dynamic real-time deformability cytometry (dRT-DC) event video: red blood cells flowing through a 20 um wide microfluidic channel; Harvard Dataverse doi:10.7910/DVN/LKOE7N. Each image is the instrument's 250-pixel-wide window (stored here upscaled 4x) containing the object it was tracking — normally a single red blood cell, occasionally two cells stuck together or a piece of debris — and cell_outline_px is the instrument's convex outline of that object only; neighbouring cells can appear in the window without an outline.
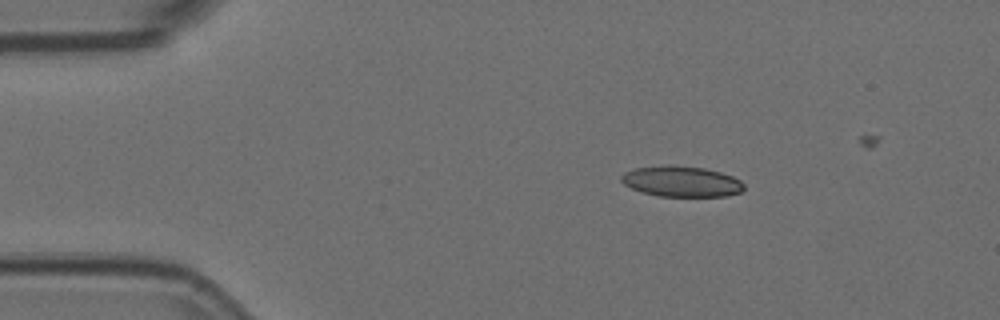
{"species": "Egyptian fruit bat (a non-hibernating species)", "species_latin": "Rousettus aegyptiacus", "temperature_condition": "room temperature", "stored_images_in_passage": 46, "camera_frame_rate_fps": 3000, "um_per_image_px": 0.085, "animal": {"sex": "female"}, "frame": {"image": 1, "passage_image": 8, "time_ms": 2.333, "image_size_px": [1000, 320], "cell_outline_px": [[744, 188], [740, 192], [728, 196], [660, 196], [644, 192], [632, 188], [624, 184], [620, 180], [620, 176], [624, 172], [632, 168], [704, 168], [720, 172], [732, 176], [740, 180], [744, 184]], "centroid_in_image_um": [57.96, 15.47], "position_along_channel_um": 27.0, "area_um2": 20.98}}
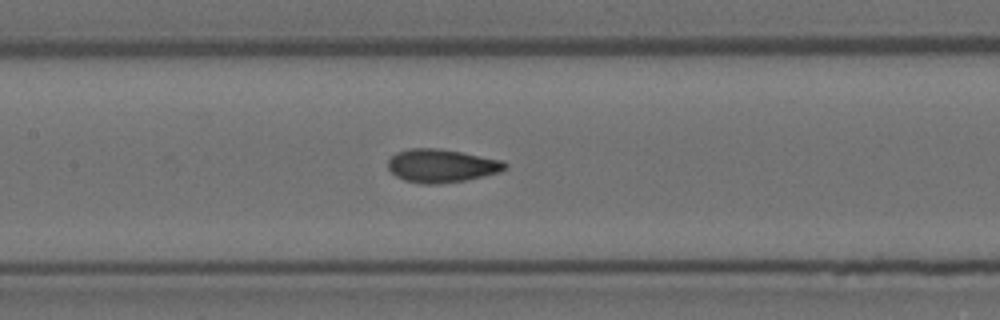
{"frame": {"image": 2, "passage_image": 24, "time_ms": 7.667, "image_size_px": [1000, 320], "cell_outline_px": [[508, 168], [500, 172], [484, 176], [464, 180], [440, 184], [420, 184], [404, 180], [396, 176], [388, 168], [388, 160], [396, 152], [408, 148], [436, 148], [460, 152], [504, 160], [508, 164]], "centroid_in_image_um": [37.54, 14.09], "position_along_channel_um": 169.9, "area_um2": 22.83}}
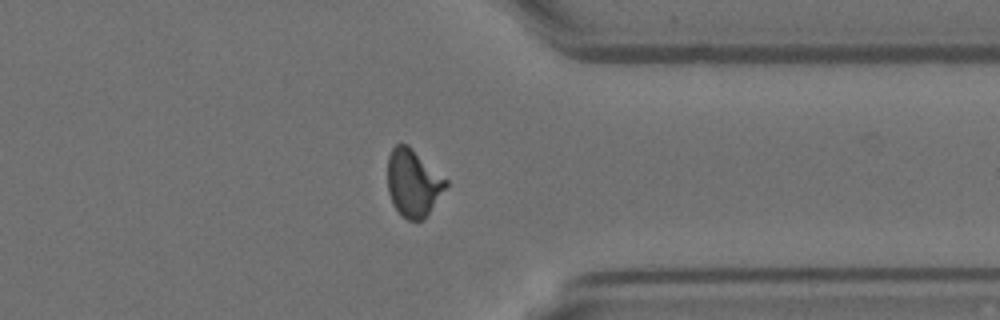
{"frame": {"image": 3, "passage_image": 41, "time_ms": 13.333, "image_size_px": [1000, 320], "cell_outline_px": [[448, 184], [424, 220], [408, 220], [392, 204], [388, 192], [388, 156], [392, 148], [396, 144], [408, 144], [448, 180]], "centroid_in_image_um": [35.12, 15.53], "position_along_channel_um": 376.3, "area_um2": 22.77}}